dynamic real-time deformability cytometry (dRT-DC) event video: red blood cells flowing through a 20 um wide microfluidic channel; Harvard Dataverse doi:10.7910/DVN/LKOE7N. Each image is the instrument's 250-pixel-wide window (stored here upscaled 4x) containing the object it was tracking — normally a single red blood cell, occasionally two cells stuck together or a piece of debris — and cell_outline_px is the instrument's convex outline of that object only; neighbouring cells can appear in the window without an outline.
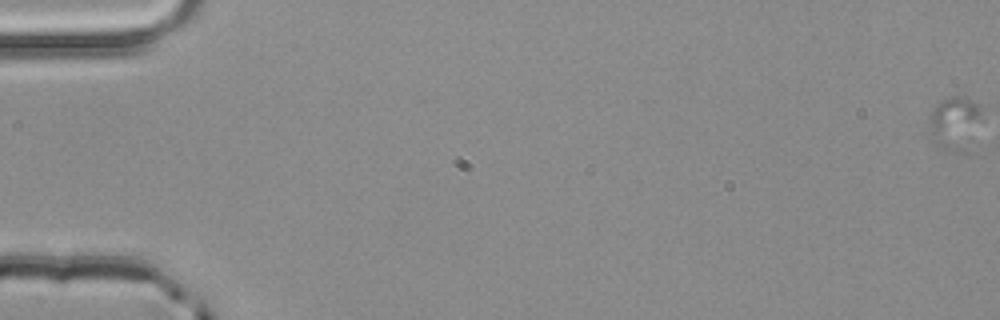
{"species": "common noctule bat (a hibernating species)", "species_latin": "Nyctalus noctula", "temperature_condition": "room temperature", "stored_images_in_passage": 2, "camera_frame_rate_fps": 3000, "um_per_image_px": 0.085, "animal": {"sex": "male", "body_mass_g": 20.4}, "frame": {"image": 1, "passage_image": 1, "time_ms": 0.0, "image_size_px": [1000, 320], "cell_outline_px": [[984, 108], [964, 152], [956, 152], [940, 144], [928, 136], [928, 132], [932, 112], [936, 104], [940, 100], [948, 96], [956, 96], [980, 104]], "centroid_in_image_um": [81.12, 10.39], "position_along_channel_um": 3.9, "area_um2": 15.61}}